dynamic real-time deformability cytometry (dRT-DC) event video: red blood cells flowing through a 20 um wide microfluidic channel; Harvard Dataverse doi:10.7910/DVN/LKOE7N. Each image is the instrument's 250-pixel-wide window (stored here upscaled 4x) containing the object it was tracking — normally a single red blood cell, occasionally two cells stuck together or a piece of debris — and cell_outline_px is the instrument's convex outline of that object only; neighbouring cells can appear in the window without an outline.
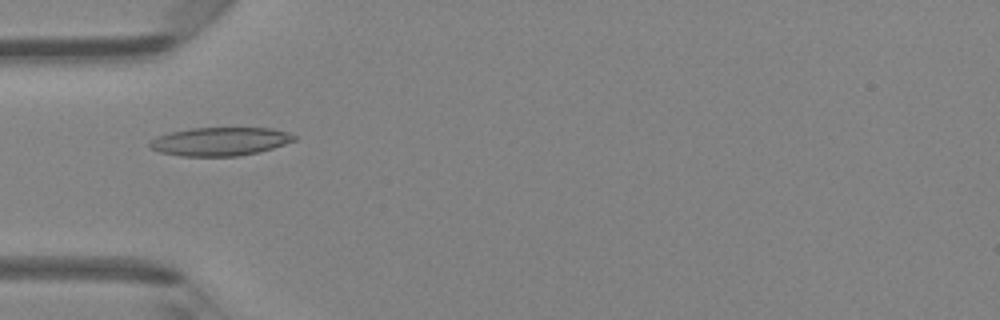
{"species": "Egyptian fruit bat (a non-hibernating species)", "species_latin": "Rousettus aegyptiacus", "temperature_condition": "room temperature", "stored_images_in_passage": 47, "camera_frame_rate_fps": 3000, "um_per_image_px": 0.085, "animal": {"sex": "female"}, "frame": {"image": 1, "passage_image": 15, "time_ms": 4.667, "image_size_px": [1000, 320], "cell_outline_px": [[296, 140], [272, 148], [240, 156], [180, 156], [160, 152], [152, 148], [148, 144], [152, 140], [168, 132], [192, 128], [272, 128], [288, 132], [296, 136]], "centroid_in_image_um": [18.72, 12.02], "position_along_channel_um": 66.3, "area_um2": 23.76}}
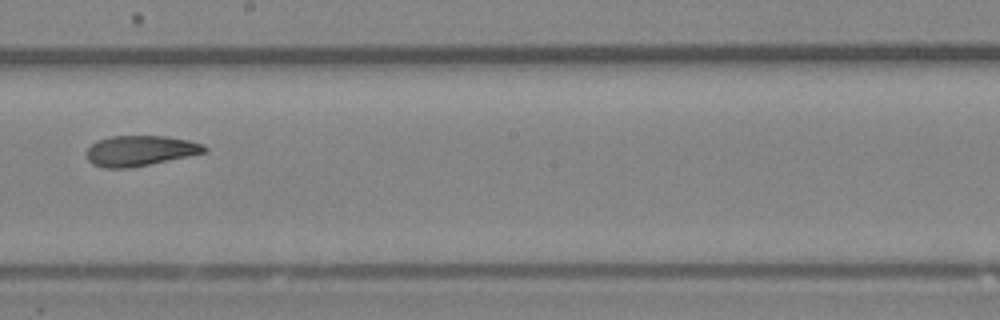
{"frame": {"image": 2, "passage_image": 27, "time_ms": 8.667, "image_size_px": [1000, 320], "cell_outline_px": [[208, 152], [128, 168], [104, 168], [92, 164], [88, 160], [88, 148], [96, 140], [112, 136], [168, 136], [188, 140], [204, 144], [208, 148]], "centroid_in_image_um": [11.93, 12.8], "position_along_channel_um": 236.3, "area_um2": 20.81}}
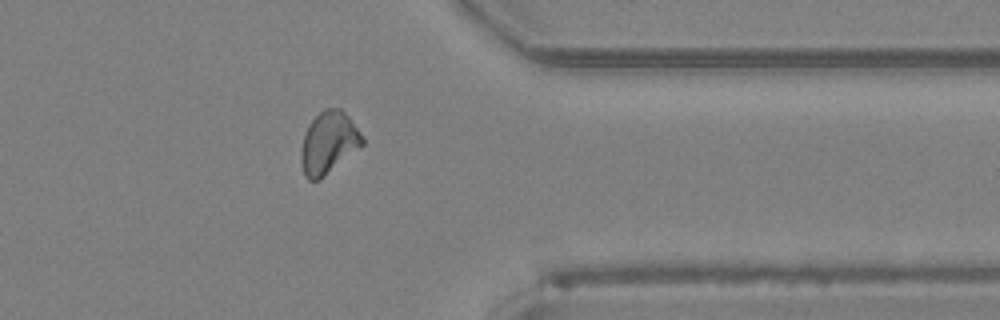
{"frame": {"image": 3, "passage_image": 38, "time_ms": 12.333, "image_size_px": [1000, 320], "cell_outline_px": [[364, 144], [320, 180], [308, 180], [304, 176], [300, 160], [300, 152], [304, 132], [308, 124], [324, 108], [340, 108], [348, 116], [360, 132], [364, 140]], "centroid_in_image_um": [27.9, 12.15], "position_along_channel_um": 383.5, "area_um2": 22.25}, "authors_computed_cell_mechanics": {"area_um2": 22.0218, "velocity_mm_per_s": 4.2704, "shape_relaxation_time_tau1_ms": 10.6162, "shape_relaxation_time_tau2_ms": 2.4896, "deformation_change_tau1": 0.219, "deformation_change_tau2": 0.0801}}